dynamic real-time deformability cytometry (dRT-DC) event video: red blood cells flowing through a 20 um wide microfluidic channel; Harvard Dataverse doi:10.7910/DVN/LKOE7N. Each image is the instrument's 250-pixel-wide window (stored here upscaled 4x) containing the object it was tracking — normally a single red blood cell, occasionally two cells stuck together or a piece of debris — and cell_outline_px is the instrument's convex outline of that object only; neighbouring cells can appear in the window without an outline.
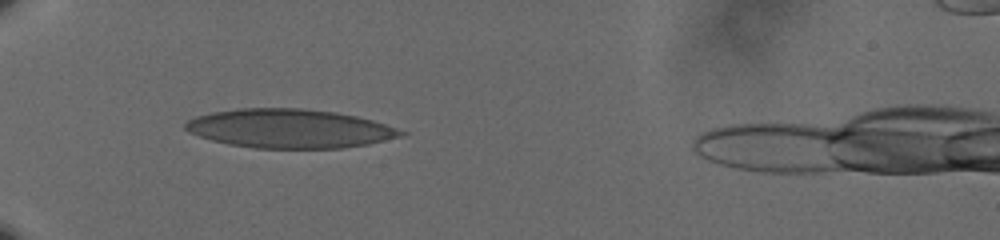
{"species": "human", "species_latin": "Homo sapiens", "temperature_condition": "cold", "stored_images_in_passage": 42, "camera_frame_rate_fps": 3000, "um_per_image_px": 0.085, "donor": {"sex": "male"}, "frame": {"image": 1, "passage_image": 4, "time_ms": 1.0, "image_size_px": [1000, 240], "cell_outline_px": [[408, 132], [400, 136], [368, 144], [340, 148], [256, 148], [228, 144], [212, 140], [188, 132], [184, 128], [184, 124], [188, 120], [196, 116], [212, 112], [236, 108], [304, 108], [336, 112], [356, 116], [372, 120]], "centroid_in_image_um": [24.58, 10.92], "position_along_channel_um": 60.4, "area_um2": 48.78}}
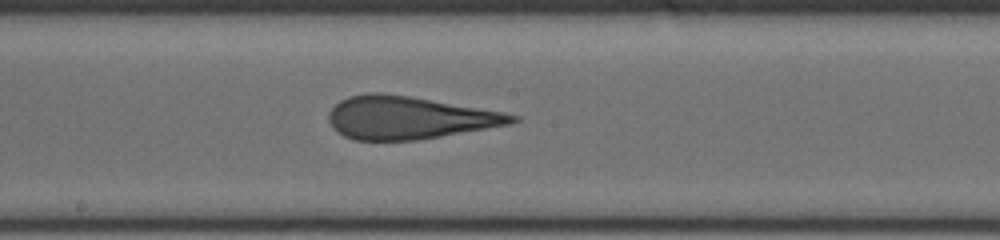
{"frame": {"image": 2, "passage_image": 18, "time_ms": 5.667, "image_size_px": [1000, 240], "cell_outline_px": [[520, 120], [508, 124], [440, 136], [416, 140], [352, 140], [336, 132], [332, 128], [328, 120], [328, 112], [340, 100], [348, 96], [368, 92], [380, 92], [408, 96], [500, 112], [520, 116]], "centroid_in_image_um": [34.64, 10.0], "position_along_channel_um": 213.6, "area_um2": 45.14}}
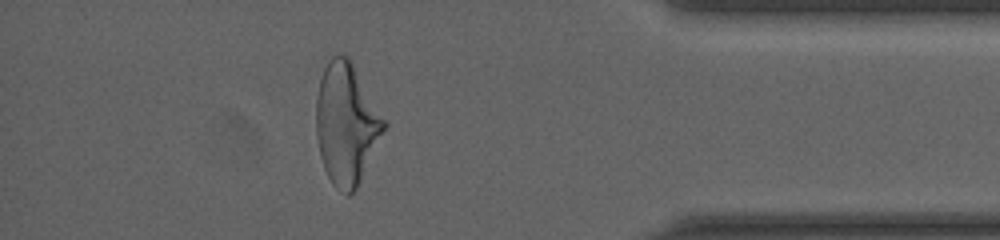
{"frame": {"image": 3, "passage_image": 36, "time_ms": 11.667, "image_size_px": [1000, 240], "cell_outline_px": [[388, 124], [356, 188], [348, 196], [336, 188], [332, 184], [324, 168], [320, 156], [316, 136], [316, 96], [320, 80], [324, 68], [328, 60], [332, 56], [348, 56]], "centroid_in_image_um": [29.43, 10.53], "position_along_channel_um": 405.8, "area_um2": 47.57}, "authors_computed_cell_mechanics": {"area_um2": 46.6446, "velocity_mm_per_s": 3.6307, "shape_relaxation_time_tau1_ms": 8.9971, "shape_relaxation_time_tau2_ms": 1.2761, "deformation_change_tau1": 0.2431, "deformation_change_tau2": 0.1076}}